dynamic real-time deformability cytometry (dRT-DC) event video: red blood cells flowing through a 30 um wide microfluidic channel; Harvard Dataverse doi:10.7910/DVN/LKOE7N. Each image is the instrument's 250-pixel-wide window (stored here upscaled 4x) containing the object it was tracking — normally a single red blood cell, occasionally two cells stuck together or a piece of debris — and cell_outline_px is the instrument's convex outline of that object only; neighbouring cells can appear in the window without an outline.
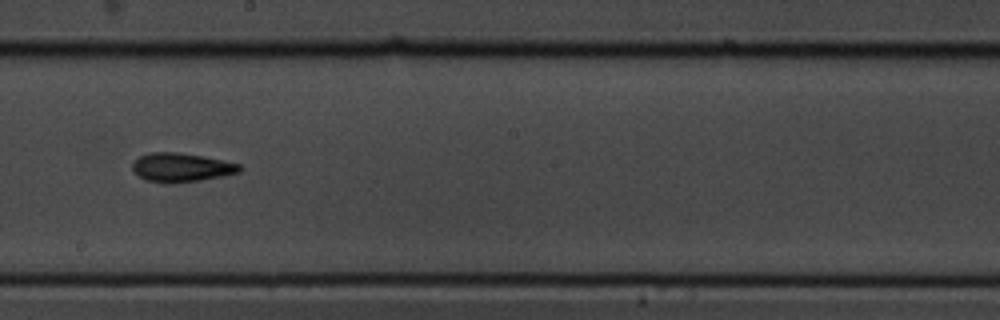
{"species": "common noctule bat (a hibernating species)", "species_latin": "Nyctalus noctula", "temperature_condition": "cold", "stored_images_in_passage": 45, "camera_frame_rate_fps": 3000, "um_per_image_px": 0.085, "animal": {"sex": "male", "body_mass_g": 19.5, "forearm_length_mm": 54.6}, "frame": {"image": 1, "passage_image": 20, "time_ms": 6.333, "image_size_px": [1000, 320], "cell_outline_px": [[244, 168], [240, 172], [200, 180], [164, 184], [148, 180], [140, 176], [132, 168], [132, 164], [140, 156], [148, 152], [180, 152], [204, 156], [224, 160], [240, 164]], "centroid_in_image_um": [15.44, 14.22], "position_along_channel_um": 232.8, "area_um2": 18.03}, "authors_computed_cell_mechanics": {"area_um2": 17.051, "velocity_mm_per_s": 3.4957, "shape_relaxation_time_tau1_ms": 3.6974, "shape_relaxation_time_tau2_ms": 6.9686, "deformation_change_tau1": 0.1643, "deformation_change_tau2": 0.1768}}